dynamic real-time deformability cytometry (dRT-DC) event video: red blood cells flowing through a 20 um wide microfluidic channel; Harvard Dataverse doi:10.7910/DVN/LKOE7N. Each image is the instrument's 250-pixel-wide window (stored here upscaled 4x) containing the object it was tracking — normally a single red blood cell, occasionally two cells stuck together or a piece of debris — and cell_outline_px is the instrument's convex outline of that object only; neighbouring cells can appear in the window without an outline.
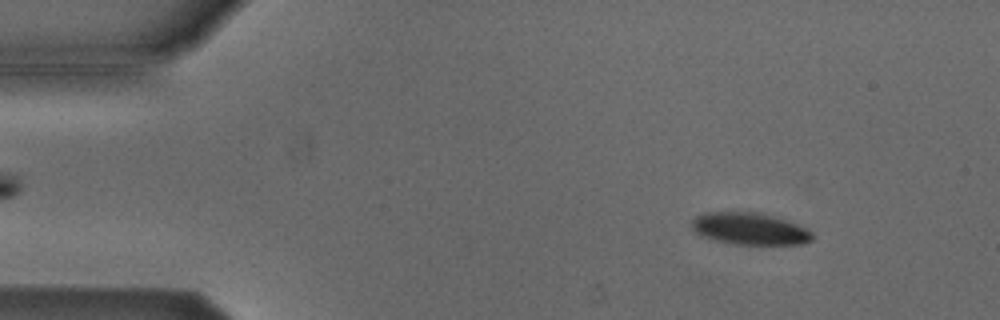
{"species": "Egyptian fruit bat (a non-hibernating species)", "species_latin": "Rousettus aegyptiacus", "temperature_condition": "cold", "stored_images_in_passage": 53, "camera_frame_rate_fps": 3000, "um_per_image_px": 0.085, "animal": {"sex": "male"}, "frame": {"image": 1, "passage_image": 6, "time_ms": 1.667, "image_size_px": [1000, 320], "cell_outline_px": [[812, 240], [804, 244], [736, 244], [716, 240], [700, 236], [692, 228], [692, 220], [696, 216], [704, 212], [756, 212], [784, 220], [796, 224], [812, 232]], "centroid_in_image_um": [63.69, 19.45], "position_along_channel_um": 21.3, "area_um2": 22.14}}
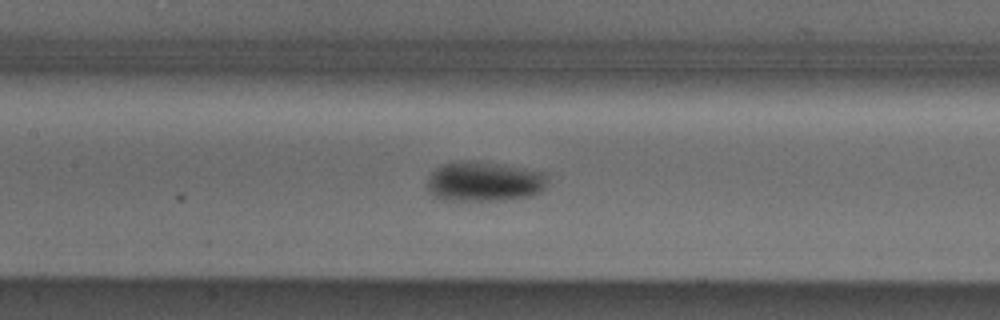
{"frame": {"image": 2, "passage_image": 24, "time_ms": 7.667, "image_size_px": [1000, 320], "cell_outline_px": [[548, 180], [544, 188], [540, 192], [532, 196], [500, 200], [448, 200], [432, 196], [424, 184], [428, 176], [436, 168], [444, 164], [460, 160], [472, 160], [524, 168], [548, 172]], "centroid_in_image_um": [41.15, 15.42], "position_along_channel_um": 166.3, "area_um2": 28.38}}
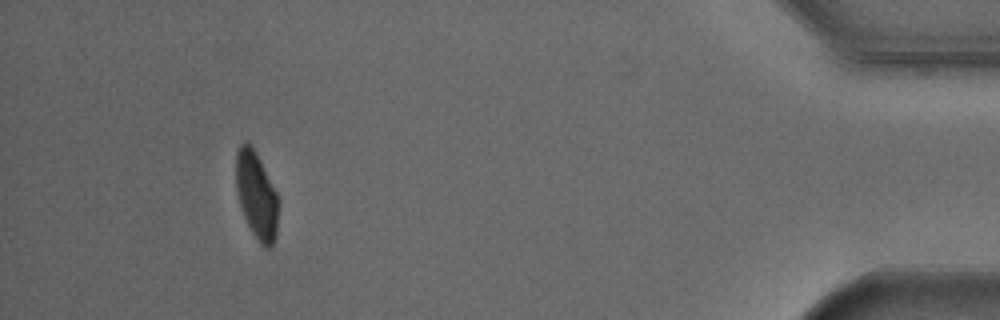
{"frame": {"image": 3, "passage_image": 49, "time_ms": 16.0, "image_size_px": [1000, 320], "cell_outline_px": [[280, 204], [276, 236], [272, 244], [268, 248], [264, 248], [260, 244], [252, 232], [240, 208], [236, 188], [236, 152], [240, 144], [244, 140], [248, 140], [252, 144], [280, 200]], "centroid_in_image_um": [21.81, 16.58], "position_along_channel_um": 413.4, "area_um2": 21.91}, "authors_computed_cell_mechanics": {"area_um2": 24.0448, "velocity_mm_per_s": 3.7863, "shape_relaxation_time_tau1_ms": 3.7244, "shape_relaxation_time_tau2_ms": null, "deformation_change_tau1": 0.1197, "deformation_change_tau2": null}}